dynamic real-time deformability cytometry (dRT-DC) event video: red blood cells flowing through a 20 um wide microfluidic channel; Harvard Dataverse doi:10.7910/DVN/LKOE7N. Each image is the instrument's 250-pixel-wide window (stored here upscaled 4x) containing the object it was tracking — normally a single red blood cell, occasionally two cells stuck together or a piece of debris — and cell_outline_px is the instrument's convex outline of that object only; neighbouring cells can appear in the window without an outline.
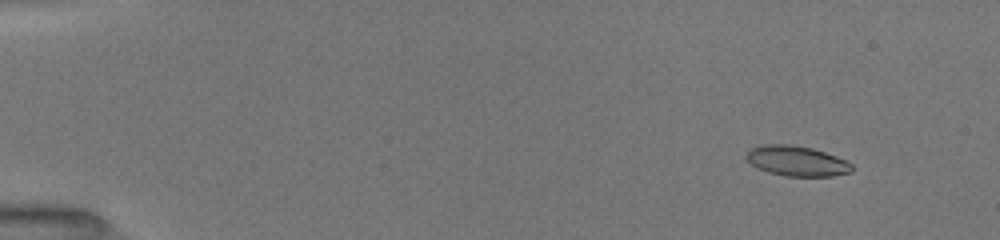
{"species": "common noctule bat (a hibernating species)", "species_latin": "Nyctalus noctula", "temperature_condition": "room temperature", "stored_images_in_passage": 53, "camera_frame_rate_fps": 3000, "um_per_image_px": 0.085, "animal": {"sex": "female", "body_mass_g": 19.5, "forearm_length_mm": 54.1}, "frame": {"image": 1, "passage_image": 6, "time_ms": 1.667, "image_size_px": [1000, 240], "cell_outline_px": [[852, 172], [832, 176], [788, 176], [768, 172], [756, 168], [744, 156], [752, 148], [768, 144], [792, 144], [812, 148], [836, 156], [852, 164]], "centroid_in_image_um": [67.72, 13.68], "position_along_channel_um": 17.3, "area_um2": 18.44}}
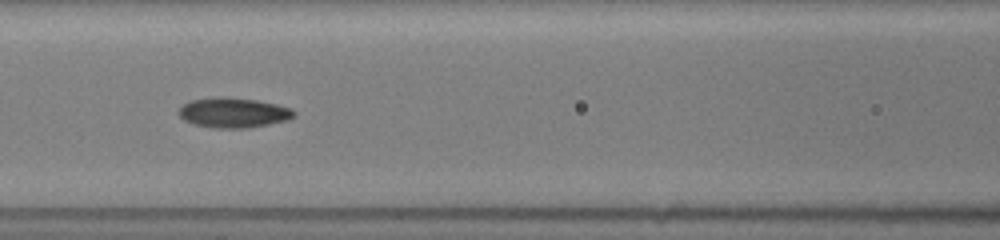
{"frame": {"image": 2, "passage_image": 25, "time_ms": 8.0, "image_size_px": [1000, 240], "cell_outline_px": [[296, 116], [288, 120], [248, 128], [212, 128], [192, 124], [184, 120], [176, 112], [184, 104], [192, 100], [216, 96], [224, 96], [256, 100], [276, 104], [292, 108], [296, 112]], "centroid_in_image_um": [19.84, 9.58], "position_along_channel_um": 146.8, "area_um2": 20.4}}
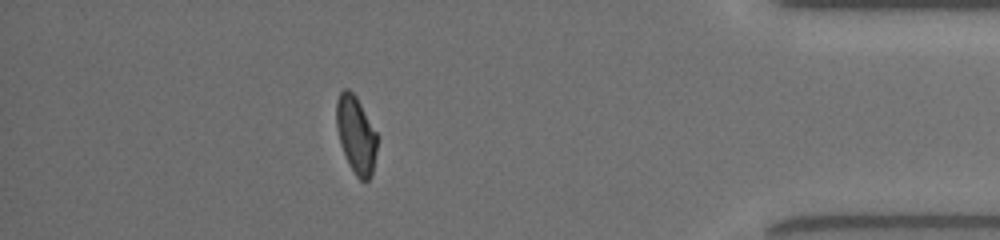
{"frame": {"image": 3, "passage_image": 47, "time_ms": 15.333, "image_size_px": [1000, 240], "cell_outline_px": [[376, 152], [372, 172], [368, 180], [360, 180], [356, 176], [340, 144], [336, 128], [336, 100], [340, 92], [344, 88], [348, 88], [356, 96], [376, 132]], "centroid_in_image_um": [30.23, 11.41], "position_along_channel_um": 405.0, "area_um2": 18.03}, "authors_computed_cell_mechanics": {"area_um2": 18.8428, "velocity_mm_per_s": 4.0311, "shape_relaxation_time_tau1_ms": 5.0425, "shape_relaxation_time_tau2_ms": 2.4132, "deformation_change_tau1": 0.1502, "deformation_change_tau2": 0.0688}}